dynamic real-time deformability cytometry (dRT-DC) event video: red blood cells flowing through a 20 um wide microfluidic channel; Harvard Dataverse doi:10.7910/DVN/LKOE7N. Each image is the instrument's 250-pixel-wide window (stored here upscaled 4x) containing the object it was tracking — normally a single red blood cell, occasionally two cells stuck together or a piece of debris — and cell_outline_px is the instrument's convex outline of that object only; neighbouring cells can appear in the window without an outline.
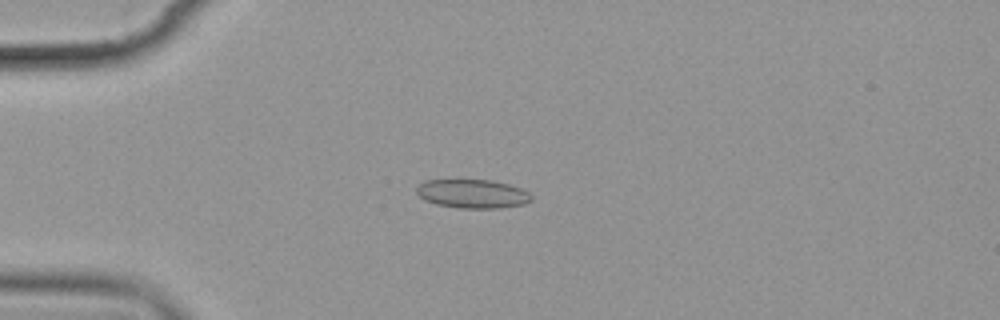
{"species": "common noctule bat (a hibernating species)", "species_latin": "Nyctalus noctula", "temperature_condition": "cold", "stored_images_in_passage": 9, "camera_frame_rate_fps": 3000, "um_per_image_px": 0.085, "animal": {"sex": "female", "body_mass_g": 19.9}, "frame": {"image": 1, "passage_image": 4, "time_ms": 3.333, "image_size_px": [1000, 320], "cell_outline_px": [[532, 200], [524, 204], [500, 208], [460, 208], [436, 204], [424, 200], [416, 192], [416, 188], [424, 180], [492, 180], [508, 184], [520, 188], [528, 192], [532, 196]], "centroid_in_image_um": [40.16, 16.47], "position_along_channel_um": 44.8, "area_um2": 19.25}}
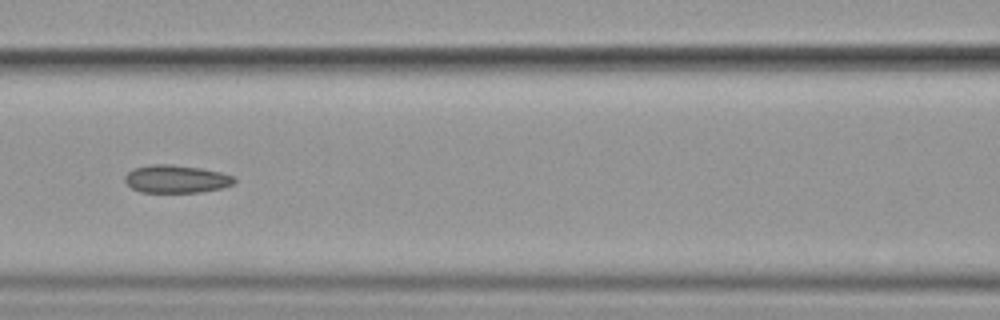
{"frame": {"image": 2, "passage_image": 7, "time_ms": 7.0, "image_size_px": [1000, 320], "cell_outline_px": [[236, 180], [232, 184], [224, 188], [200, 192], [140, 192], [132, 188], [124, 180], [124, 176], [132, 168], [152, 164], [172, 164], [200, 168], [220, 172], [232, 176]], "centroid_in_image_um": [14.95, 15.21], "position_along_channel_um": 151.6, "area_um2": 17.8}}
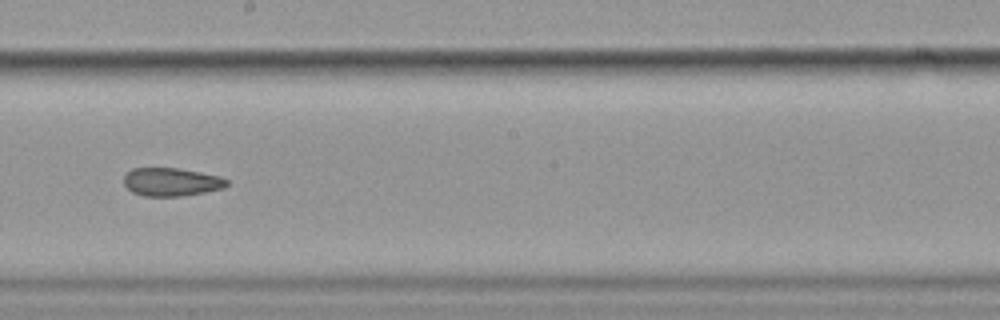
{"frame": {"image": 3, "passage_image": 9, "time_ms": 9.333, "image_size_px": [1000, 320], "cell_outline_px": [[228, 184], [224, 188], [204, 192], [180, 196], [144, 196], [132, 192], [124, 184], [124, 176], [132, 168], [176, 168], [200, 172], [220, 176], [228, 180]], "centroid_in_image_um": [14.57, 15.46], "position_along_channel_um": 233.6, "area_um2": 16.88}}